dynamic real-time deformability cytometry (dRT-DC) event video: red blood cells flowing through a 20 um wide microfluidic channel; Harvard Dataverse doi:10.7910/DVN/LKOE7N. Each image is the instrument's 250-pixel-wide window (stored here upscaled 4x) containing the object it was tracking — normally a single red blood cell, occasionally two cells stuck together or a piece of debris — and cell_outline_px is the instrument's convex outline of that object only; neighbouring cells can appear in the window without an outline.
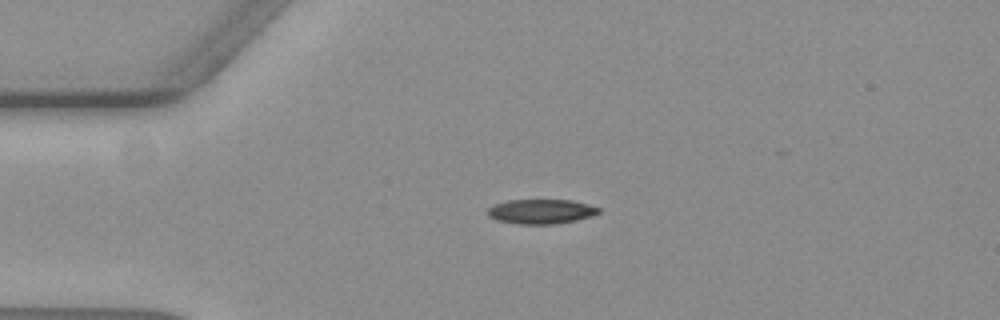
{"species": "common noctule bat (a hibernating species)", "species_latin": "Nyctalus noctula", "temperature_condition": "warm", "stored_images_in_passage": 37, "camera_frame_rate_fps": 3000, "um_per_image_px": 0.085, "animal": {"sex": "female", "body_mass_g": 19.3, "forearm_length_mm": 54.1}, "frame": {"image": 1, "passage_image": 1, "time_ms": 0.0, "image_size_px": [1000, 320], "cell_outline_px": [[600, 212], [576, 220], [552, 224], [520, 224], [496, 220], [488, 216], [488, 208], [496, 204], [508, 200], [572, 200], [588, 204], [600, 208]], "centroid_in_image_um": [45.97, 17.97], "position_along_channel_um": 39.0, "area_um2": 15.72}}
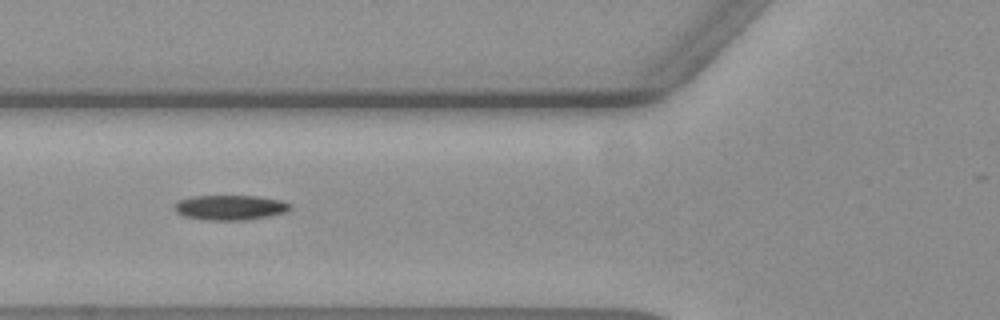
{"frame": {"image": 2, "passage_image": 9, "time_ms": 2.667, "image_size_px": [1000, 320], "cell_outline_px": [[292, 208], [284, 212], [244, 220], [212, 220], [184, 216], [176, 212], [172, 208], [180, 200], [192, 196], [256, 196], [280, 200], [292, 204]], "centroid_in_image_um": [19.54, 17.63], "position_along_channel_um": 106.3, "area_um2": 16.53}}
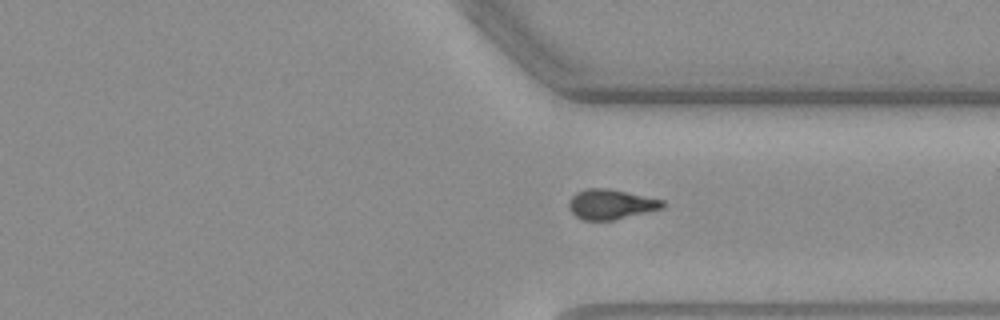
{"frame": {"image": 3, "passage_image": 30, "time_ms": 9.667, "image_size_px": [1000, 320], "cell_outline_px": [[664, 208], [612, 220], [584, 220], [576, 216], [568, 208], [568, 200], [576, 192], [588, 188], [608, 188], [664, 200]], "centroid_in_image_um": [51.9, 17.36], "position_along_channel_um": 359.5, "area_um2": 16.3}}